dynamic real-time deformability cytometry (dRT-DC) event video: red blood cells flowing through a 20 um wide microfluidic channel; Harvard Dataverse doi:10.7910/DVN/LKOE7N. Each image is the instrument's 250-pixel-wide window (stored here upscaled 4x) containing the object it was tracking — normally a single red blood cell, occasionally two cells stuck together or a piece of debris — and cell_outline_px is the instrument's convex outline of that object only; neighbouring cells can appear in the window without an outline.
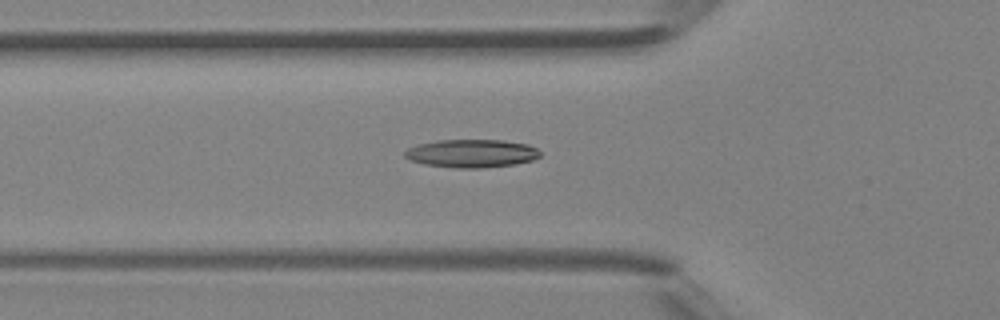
{"species": "Egyptian fruit bat (a non-hibernating species)", "species_latin": "Rousettus aegyptiacus", "temperature_condition": "room temperature", "stored_images_in_passage": 48, "segment_of_instrument_passage": [1, 2], "camera_frame_rate_fps": 3000, "um_per_image_px": 0.085, "animal": {"sex": "female"}, "frame": {"image": 1, "passage_image": 17, "time_ms": 5.333, "image_size_px": [1000, 320], "cell_outline_px": [[540, 156], [532, 160], [516, 164], [480, 168], [456, 168], [424, 164], [412, 160], [404, 156], [404, 152], [408, 148], [420, 144], [436, 140], [500, 140], [528, 144], [536, 148], [540, 152]], "centroid_in_image_um": [40.1, 13.04], "position_along_channel_um": 85.7, "area_um2": 22.08}}
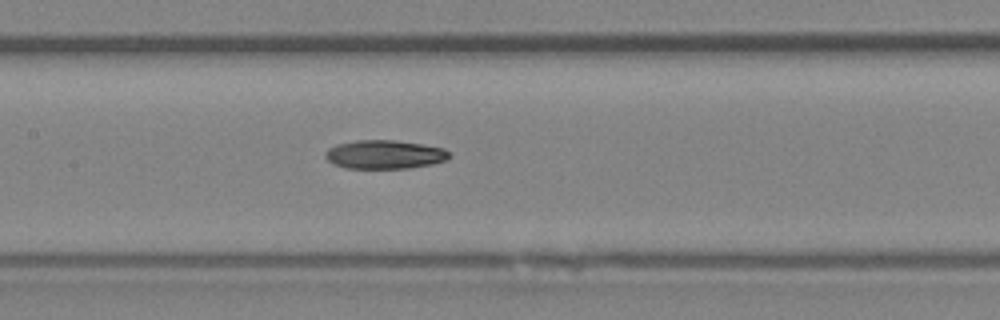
{"frame": {"image": 2, "passage_image": 23, "time_ms": 7.333, "image_size_px": [1000, 320], "cell_outline_px": [[452, 156], [448, 160], [432, 164], [408, 168], [344, 168], [332, 164], [324, 156], [324, 152], [328, 148], [336, 144], [356, 140], [396, 140], [444, 148]], "centroid_in_image_um": [32.67, 13.13], "position_along_channel_um": 174.7, "area_um2": 20.92}}
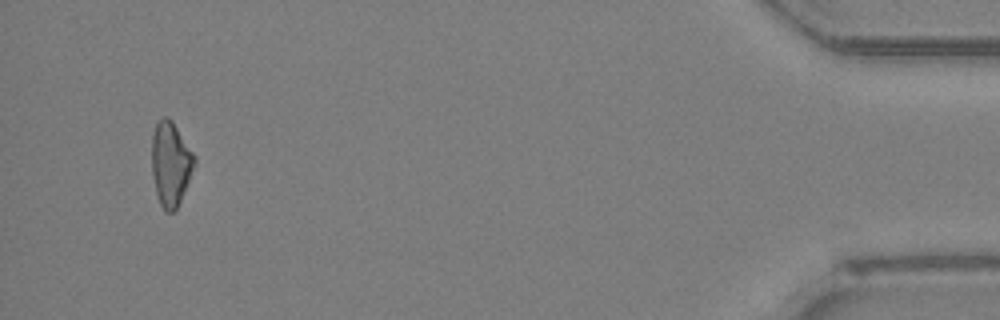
{"frame": {"image": 3, "passage_image": 45, "time_ms": 14.667, "image_size_px": [1000, 320], "cell_outline_px": [[196, 164], [180, 200], [176, 208], [172, 212], [164, 212], [160, 204], [156, 192], [152, 176], [152, 132], [156, 124], [164, 116], [168, 116], [172, 120], [196, 156]], "centroid_in_image_um": [14.5, 13.9], "position_along_channel_um": 420.7, "area_um2": 20.98}}